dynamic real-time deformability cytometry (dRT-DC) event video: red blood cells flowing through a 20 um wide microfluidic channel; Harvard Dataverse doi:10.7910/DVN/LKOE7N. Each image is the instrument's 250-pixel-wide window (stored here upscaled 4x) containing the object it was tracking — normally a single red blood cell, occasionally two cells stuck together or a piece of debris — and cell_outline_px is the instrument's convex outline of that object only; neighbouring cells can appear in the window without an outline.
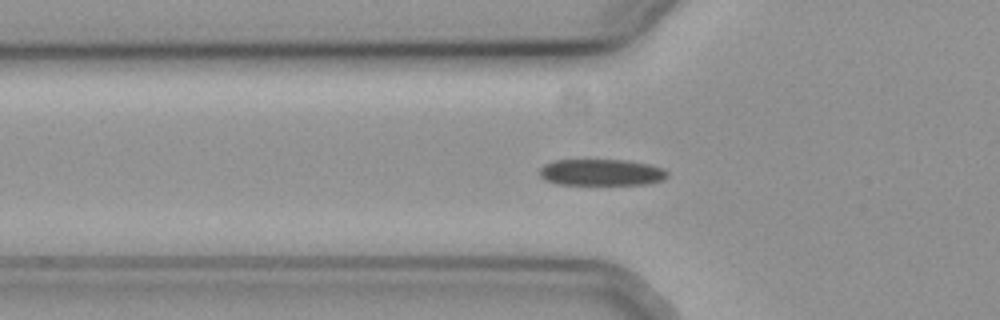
{"species": "common noctule bat (a hibernating species)", "species_latin": "Nyctalus noctula", "temperature_condition": "cold", "stored_images_in_passage": 57, "camera_frame_rate_fps": 3000, "um_per_image_px": 0.085, "animal": {"sex": "female", "body_mass_g": 19.3, "forearm_length_mm": 54.1}, "frame": {"image": 1, "passage_image": 19, "time_ms": 6.0, "image_size_px": [1000, 320], "cell_outline_px": [[668, 176], [664, 180], [648, 184], [556, 184], [544, 180], [540, 176], [540, 168], [544, 164], [556, 160], [628, 160], [648, 164], [664, 168], [668, 172]], "centroid_in_image_um": [51.13, 14.65], "position_along_channel_um": 74.7, "area_um2": 19.83}}
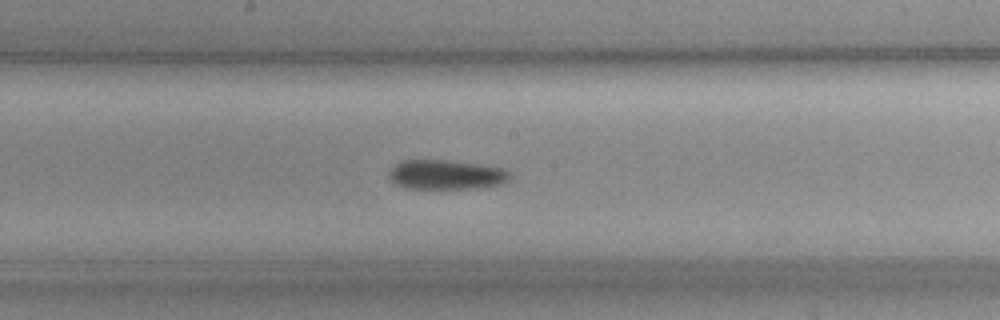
{"frame": {"image": 2, "passage_image": 30, "time_ms": 9.667, "image_size_px": [1000, 320], "cell_outline_px": [[512, 176], [504, 184], [476, 188], [408, 188], [392, 184], [388, 176], [388, 172], [396, 164], [404, 160], [444, 160], [476, 164], [500, 168], [508, 172]], "centroid_in_image_um": [37.88, 14.86], "position_along_channel_um": 210.3, "area_um2": 20.69}}
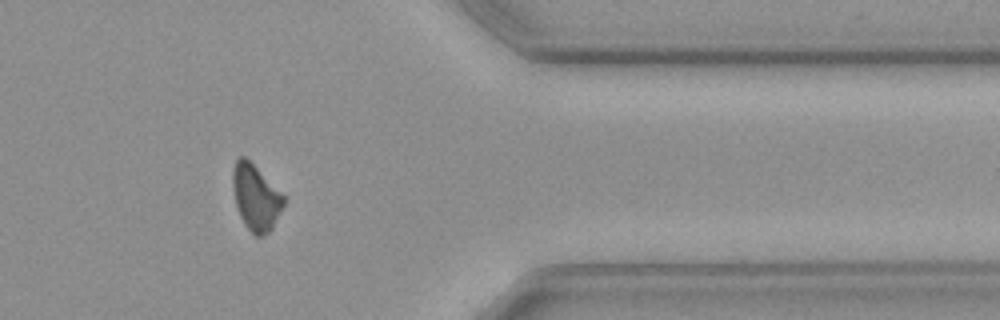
{"frame": {"image": 3, "passage_image": 46, "time_ms": 15.0, "image_size_px": [1000, 320], "cell_outline_px": [[284, 204], [272, 228], [268, 232], [260, 236], [256, 236], [244, 224], [240, 216], [236, 204], [232, 188], [232, 172], [236, 160], [240, 156], [244, 156], [284, 196]], "centroid_in_image_um": [21.71, 16.79], "position_along_channel_um": 389.7, "area_um2": 19.02}}